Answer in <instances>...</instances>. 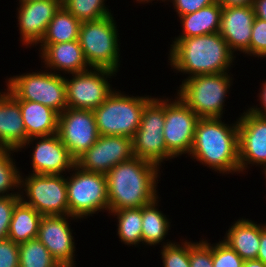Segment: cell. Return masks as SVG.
<instances>
[{
	"label": "cell",
	"instance_id": "obj_1",
	"mask_svg": "<svg viewBox=\"0 0 266 267\" xmlns=\"http://www.w3.org/2000/svg\"><path fill=\"white\" fill-rule=\"evenodd\" d=\"M160 174L158 165L135 156L114 166L106 174L109 212L153 202L159 197Z\"/></svg>",
	"mask_w": 266,
	"mask_h": 267
},
{
	"label": "cell",
	"instance_id": "obj_2",
	"mask_svg": "<svg viewBox=\"0 0 266 267\" xmlns=\"http://www.w3.org/2000/svg\"><path fill=\"white\" fill-rule=\"evenodd\" d=\"M172 41L168 52L169 65L174 72L187 74L186 78L229 72L235 65L236 54L219 32Z\"/></svg>",
	"mask_w": 266,
	"mask_h": 267
},
{
	"label": "cell",
	"instance_id": "obj_3",
	"mask_svg": "<svg viewBox=\"0 0 266 267\" xmlns=\"http://www.w3.org/2000/svg\"><path fill=\"white\" fill-rule=\"evenodd\" d=\"M221 119L198 120L189 157L219 174L238 175V119L231 124Z\"/></svg>",
	"mask_w": 266,
	"mask_h": 267
},
{
	"label": "cell",
	"instance_id": "obj_4",
	"mask_svg": "<svg viewBox=\"0 0 266 267\" xmlns=\"http://www.w3.org/2000/svg\"><path fill=\"white\" fill-rule=\"evenodd\" d=\"M230 72L184 78L176 95L200 118H224V106L234 78Z\"/></svg>",
	"mask_w": 266,
	"mask_h": 267
},
{
	"label": "cell",
	"instance_id": "obj_5",
	"mask_svg": "<svg viewBox=\"0 0 266 267\" xmlns=\"http://www.w3.org/2000/svg\"><path fill=\"white\" fill-rule=\"evenodd\" d=\"M113 14L96 21H84L79 29V43L90 68L120 70V39Z\"/></svg>",
	"mask_w": 266,
	"mask_h": 267
},
{
	"label": "cell",
	"instance_id": "obj_6",
	"mask_svg": "<svg viewBox=\"0 0 266 267\" xmlns=\"http://www.w3.org/2000/svg\"><path fill=\"white\" fill-rule=\"evenodd\" d=\"M116 90L93 110L98 133L133 138L139 128L144 106L153 96H129Z\"/></svg>",
	"mask_w": 266,
	"mask_h": 267
},
{
	"label": "cell",
	"instance_id": "obj_7",
	"mask_svg": "<svg viewBox=\"0 0 266 267\" xmlns=\"http://www.w3.org/2000/svg\"><path fill=\"white\" fill-rule=\"evenodd\" d=\"M71 172V173H70ZM66 176L69 215L79 220L99 212L109 213L107 177L75 165Z\"/></svg>",
	"mask_w": 266,
	"mask_h": 267
},
{
	"label": "cell",
	"instance_id": "obj_8",
	"mask_svg": "<svg viewBox=\"0 0 266 267\" xmlns=\"http://www.w3.org/2000/svg\"><path fill=\"white\" fill-rule=\"evenodd\" d=\"M5 80L6 90L17 100L41 103L58 114L67 108L65 76L49 70H38L10 76Z\"/></svg>",
	"mask_w": 266,
	"mask_h": 267
},
{
	"label": "cell",
	"instance_id": "obj_9",
	"mask_svg": "<svg viewBox=\"0 0 266 267\" xmlns=\"http://www.w3.org/2000/svg\"><path fill=\"white\" fill-rule=\"evenodd\" d=\"M165 124V98L152 97L144 106L138 130L132 138L133 155L161 165L175 157L167 150L163 128Z\"/></svg>",
	"mask_w": 266,
	"mask_h": 267
},
{
	"label": "cell",
	"instance_id": "obj_10",
	"mask_svg": "<svg viewBox=\"0 0 266 267\" xmlns=\"http://www.w3.org/2000/svg\"><path fill=\"white\" fill-rule=\"evenodd\" d=\"M20 177V200L42 216L69 215L66 175L27 174Z\"/></svg>",
	"mask_w": 266,
	"mask_h": 267
},
{
	"label": "cell",
	"instance_id": "obj_11",
	"mask_svg": "<svg viewBox=\"0 0 266 267\" xmlns=\"http://www.w3.org/2000/svg\"><path fill=\"white\" fill-rule=\"evenodd\" d=\"M117 72L101 68L71 74L70 79L65 76L67 107L93 111L99 107L113 92L109 82L116 77ZM110 78V79H109Z\"/></svg>",
	"mask_w": 266,
	"mask_h": 267
},
{
	"label": "cell",
	"instance_id": "obj_12",
	"mask_svg": "<svg viewBox=\"0 0 266 267\" xmlns=\"http://www.w3.org/2000/svg\"><path fill=\"white\" fill-rule=\"evenodd\" d=\"M165 97L164 141L167 150L175 157L190 154L196 125L200 117L177 95Z\"/></svg>",
	"mask_w": 266,
	"mask_h": 267
},
{
	"label": "cell",
	"instance_id": "obj_13",
	"mask_svg": "<svg viewBox=\"0 0 266 267\" xmlns=\"http://www.w3.org/2000/svg\"><path fill=\"white\" fill-rule=\"evenodd\" d=\"M58 135L71 156L77 160L100 136L94 112L67 107L58 115Z\"/></svg>",
	"mask_w": 266,
	"mask_h": 267
},
{
	"label": "cell",
	"instance_id": "obj_14",
	"mask_svg": "<svg viewBox=\"0 0 266 267\" xmlns=\"http://www.w3.org/2000/svg\"><path fill=\"white\" fill-rule=\"evenodd\" d=\"M238 148L240 174L256 165L261 166L266 175V117L249 109L239 115Z\"/></svg>",
	"mask_w": 266,
	"mask_h": 267
},
{
	"label": "cell",
	"instance_id": "obj_15",
	"mask_svg": "<svg viewBox=\"0 0 266 267\" xmlns=\"http://www.w3.org/2000/svg\"><path fill=\"white\" fill-rule=\"evenodd\" d=\"M133 156L132 138L100 135L98 140L76 160V165L85 171L106 175L114 166Z\"/></svg>",
	"mask_w": 266,
	"mask_h": 267
},
{
	"label": "cell",
	"instance_id": "obj_16",
	"mask_svg": "<svg viewBox=\"0 0 266 267\" xmlns=\"http://www.w3.org/2000/svg\"><path fill=\"white\" fill-rule=\"evenodd\" d=\"M30 144L34 145L31 153L32 160H30L32 165L31 174L63 175L71 171L76 165V160L62 143L58 133L30 138L19 152L29 148Z\"/></svg>",
	"mask_w": 266,
	"mask_h": 267
},
{
	"label": "cell",
	"instance_id": "obj_17",
	"mask_svg": "<svg viewBox=\"0 0 266 267\" xmlns=\"http://www.w3.org/2000/svg\"><path fill=\"white\" fill-rule=\"evenodd\" d=\"M68 219L78 221V218L71 215L43 216L39 223L37 239L60 266L76 267V243Z\"/></svg>",
	"mask_w": 266,
	"mask_h": 267
},
{
	"label": "cell",
	"instance_id": "obj_18",
	"mask_svg": "<svg viewBox=\"0 0 266 267\" xmlns=\"http://www.w3.org/2000/svg\"><path fill=\"white\" fill-rule=\"evenodd\" d=\"M18 6L20 41L27 48L41 42L50 21L62 6V0H38L19 3Z\"/></svg>",
	"mask_w": 266,
	"mask_h": 267
},
{
	"label": "cell",
	"instance_id": "obj_19",
	"mask_svg": "<svg viewBox=\"0 0 266 267\" xmlns=\"http://www.w3.org/2000/svg\"><path fill=\"white\" fill-rule=\"evenodd\" d=\"M255 17L253 6L222 8L219 33L234 54L239 51L249 56Z\"/></svg>",
	"mask_w": 266,
	"mask_h": 267
},
{
	"label": "cell",
	"instance_id": "obj_20",
	"mask_svg": "<svg viewBox=\"0 0 266 267\" xmlns=\"http://www.w3.org/2000/svg\"><path fill=\"white\" fill-rule=\"evenodd\" d=\"M4 91H0V148L19 151L28 137L18 100Z\"/></svg>",
	"mask_w": 266,
	"mask_h": 267
},
{
	"label": "cell",
	"instance_id": "obj_21",
	"mask_svg": "<svg viewBox=\"0 0 266 267\" xmlns=\"http://www.w3.org/2000/svg\"><path fill=\"white\" fill-rule=\"evenodd\" d=\"M45 70L62 75L79 73L90 69L79 40L48 44L40 53ZM62 71V72H61Z\"/></svg>",
	"mask_w": 266,
	"mask_h": 267
},
{
	"label": "cell",
	"instance_id": "obj_22",
	"mask_svg": "<svg viewBox=\"0 0 266 267\" xmlns=\"http://www.w3.org/2000/svg\"><path fill=\"white\" fill-rule=\"evenodd\" d=\"M232 224L226 231L223 241L244 261L257 259L260 244V224L248 218H240Z\"/></svg>",
	"mask_w": 266,
	"mask_h": 267
},
{
	"label": "cell",
	"instance_id": "obj_23",
	"mask_svg": "<svg viewBox=\"0 0 266 267\" xmlns=\"http://www.w3.org/2000/svg\"><path fill=\"white\" fill-rule=\"evenodd\" d=\"M28 139L58 133V113L34 101L18 100Z\"/></svg>",
	"mask_w": 266,
	"mask_h": 267
},
{
	"label": "cell",
	"instance_id": "obj_24",
	"mask_svg": "<svg viewBox=\"0 0 266 267\" xmlns=\"http://www.w3.org/2000/svg\"><path fill=\"white\" fill-rule=\"evenodd\" d=\"M222 7L216 2L200 10L180 16L182 32L174 39H184L218 33L221 25Z\"/></svg>",
	"mask_w": 266,
	"mask_h": 267
},
{
	"label": "cell",
	"instance_id": "obj_25",
	"mask_svg": "<svg viewBox=\"0 0 266 267\" xmlns=\"http://www.w3.org/2000/svg\"><path fill=\"white\" fill-rule=\"evenodd\" d=\"M160 201L158 197L153 202L142 206V245L147 247L157 245L163 247L174 242L165 240L169 229L171 230V222L167 215L158 209Z\"/></svg>",
	"mask_w": 266,
	"mask_h": 267
},
{
	"label": "cell",
	"instance_id": "obj_26",
	"mask_svg": "<svg viewBox=\"0 0 266 267\" xmlns=\"http://www.w3.org/2000/svg\"><path fill=\"white\" fill-rule=\"evenodd\" d=\"M81 21L76 19L64 6L57 11L50 21L39 46V53L48 45L66 43L79 39Z\"/></svg>",
	"mask_w": 266,
	"mask_h": 267
},
{
	"label": "cell",
	"instance_id": "obj_27",
	"mask_svg": "<svg viewBox=\"0 0 266 267\" xmlns=\"http://www.w3.org/2000/svg\"><path fill=\"white\" fill-rule=\"evenodd\" d=\"M42 217L33 207L20 200L13 209L8 238L18 244L37 238Z\"/></svg>",
	"mask_w": 266,
	"mask_h": 267
},
{
	"label": "cell",
	"instance_id": "obj_28",
	"mask_svg": "<svg viewBox=\"0 0 266 267\" xmlns=\"http://www.w3.org/2000/svg\"><path fill=\"white\" fill-rule=\"evenodd\" d=\"M109 214L117 219L119 241L127 246L139 247L142 244V207L119 209Z\"/></svg>",
	"mask_w": 266,
	"mask_h": 267
},
{
	"label": "cell",
	"instance_id": "obj_29",
	"mask_svg": "<svg viewBox=\"0 0 266 267\" xmlns=\"http://www.w3.org/2000/svg\"><path fill=\"white\" fill-rule=\"evenodd\" d=\"M14 152L18 151L0 148V196H20L21 172Z\"/></svg>",
	"mask_w": 266,
	"mask_h": 267
},
{
	"label": "cell",
	"instance_id": "obj_30",
	"mask_svg": "<svg viewBox=\"0 0 266 267\" xmlns=\"http://www.w3.org/2000/svg\"><path fill=\"white\" fill-rule=\"evenodd\" d=\"M19 267H60L37 238L19 243Z\"/></svg>",
	"mask_w": 266,
	"mask_h": 267
},
{
	"label": "cell",
	"instance_id": "obj_31",
	"mask_svg": "<svg viewBox=\"0 0 266 267\" xmlns=\"http://www.w3.org/2000/svg\"><path fill=\"white\" fill-rule=\"evenodd\" d=\"M106 0H62L64 6L76 19L81 22L96 21L113 13L106 7Z\"/></svg>",
	"mask_w": 266,
	"mask_h": 267
},
{
	"label": "cell",
	"instance_id": "obj_32",
	"mask_svg": "<svg viewBox=\"0 0 266 267\" xmlns=\"http://www.w3.org/2000/svg\"><path fill=\"white\" fill-rule=\"evenodd\" d=\"M180 239L182 242L174 241L160 249L163 267H190L189 241ZM181 243V244H180Z\"/></svg>",
	"mask_w": 266,
	"mask_h": 267
},
{
	"label": "cell",
	"instance_id": "obj_33",
	"mask_svg": "<svg viewBox=\"0 0 266 267\" xmlns=\"http://www.w3.org/2000/svg\"><path fill=\"white\" fill-rule=\"evenodd\" d=\"M213 267H242L244 260L223 240L212 244Z\"/></svg>",
	"mask_w": 266,
	"mask_h": 267
},
{
	"label": "cell",
	"instance_id": "obj_34",
	"mask_svg": "<svg viewBox=\"0 0 266 267\" xmlns=\"http://www.w3.org/2000/svg\"><path fill=\"white\" fill-rule=\"evenodd\" d=\"M202 238L198 242L189 241L190 267H213L212 244Z\"/></svg>",
	"mask_w": 266,
	"mask_h": 267
},
{
	"label": "cell",
	"instance_id": "obj_35",
	"mask_svg": "<svg viewBox=\"0 0 266 267\" xmlns=\"http://www.w3.org/2000/svg\"><path fill=\"white\" fill-rule=\"evenodd\" d=\"M249 56L266 58V21L255 17L249 46Z\"/></svg>",
	"mask_w": 266,
	"mask_h": 267
},
{
	"label": "cell",
	"instance_id": "obj_36",
	"mask_svg": "<svg viewBox=\"0 0 266 267\" xmlns=\"http://www.w3.org/2000/svg\"><path fill=\"white\" fill-rule=\"evenodd\" d=\"M19 201L20 196H0V240L8 237L13 209Z\"/></svg>",
	"mask_w": 266,
	"mask_h": 267
},
{
	"label": "cell",
	"instance_id": "obj_37",
	"mask_svg": "<svg viewBox=\"0 0 266 267\" xmlns=\"http://www.w3.org/2000/svg\"><path fill=\"white\" fill-rule=\"evenodd\" d=\"M0 267H19V244L8 237L0 240Z\"/></svg>",
	"mask_w": 266,
	"mask_h": 267
},
{
	"label": "cell",
	"instance_id": "obj_38",
	"mask_svg": "<svg viewBox=\"0 0 266 267\" xmlns=\"http://www.w3.org/2000/svg\"><path fill=\"white\" fill-rule=\"evenodd\" d=\"M161 1L164 3L165 1L173 3L174 11L178 17L196 12L201 8L216 3V0H160V3Z\"/></svg>",
	"mask_w": 266,
	"mask_h": 267
},
{
	"label": "cell",
	"instance_id": "obj_39",
	"mask_svg": "<svg viewBox=\"0 0 266 267\" xmlns=\"http://www.w3.org/2000/svg\"><path fill=\"white\" fill-rule=\"evenodd\" d=\"M260 85V93H258L259 96L257 95L259 99H257V101L259 100V104L261 105H259L260 107L252 105L248 109L259 116L266 117V80L262 81Z\"/></svg>",
	"mask_w": 266,
	"mask_h": 267
},
{
	"label": "cell",
	"instance_id": "obj_40",
	"mask_svg": "<svg viewBox=\"0 0 266 267\" xmlns=\"http://www.w3.org/2000/svg\"><path fill=\"white\" fill-rule=\"evenodd\" d=\"M257 259L266 264V223H260V244Z\"/></svg>",
	"mask_w": 266,
	"mask_h": 267
},
{
	"label": "cell",
	"instance_id": "obj_41",
	"mask_svg": "<svg viewBox=\"0 0 266 267\" xmlns=\"http://www.w3.org/2000/svg\"><path fill=\"white\" fill-rule=\"evenodd\" d=\"M222 7L253 6L254 0H216Z\"/></svg>",
	"mask_w": 266,
	"mask_h": 267
},
{
	"label": "cell",
	"instance_id": "obj_42",
	"mask_svg": "<svg viewBox=\"0 0 266 267\" xmlns=\"http://www.w3.org/2000/svg\"><path fill=\"white\" fill-rule=\"evenodd\" d=\"M253 9L257 18L266 21V0H254Z\"/></svg>",
	"mask_w": 266,
	"mask_h": 267
},
{
	"label": "cell",
	"instance_id": "obj_43",
	"mask_svg": "<svg viewBox=\"0 0 266 267\" xmlns=\"http://www.w3.org/2000/svg\"><path fill=\"white\" fill-rule=\"evenodd\" d=\"M242 267H266V264L259 259H252L244 261Z\"/></svg>",
	"mask_w": 266,
	"mask_h": 267
},
{
	"label": "cell",
	"instance_id": "obj_44",
	"mask_svg": "<svg viewBox=\"0 0 266 267\" xmlns=\"http://www.w3.org/2000/svg\"><path fill=\"white\" fill-rule=\"evenodd\" d=\"M137 3H141V4H146V3H152V1H154V0H135Z\"/></svg>",
	"mask_w": 266,
	"mask_h": 267
},
{
	"label": "cell",
	"instance_id": "obj_45",
	"mask_svg": "<svg viewBox=\"0 0 266 267\" xmlns=\"http://www.w3.org/2000/svg\"><path fill=\"white\" fill-rule=\"evenodd\" d=\"M32 1H38V0H19V3L32 2Z\"/></svg>",
	"mask_w": 266,
	"mask_h": 267
}]
</instances>
